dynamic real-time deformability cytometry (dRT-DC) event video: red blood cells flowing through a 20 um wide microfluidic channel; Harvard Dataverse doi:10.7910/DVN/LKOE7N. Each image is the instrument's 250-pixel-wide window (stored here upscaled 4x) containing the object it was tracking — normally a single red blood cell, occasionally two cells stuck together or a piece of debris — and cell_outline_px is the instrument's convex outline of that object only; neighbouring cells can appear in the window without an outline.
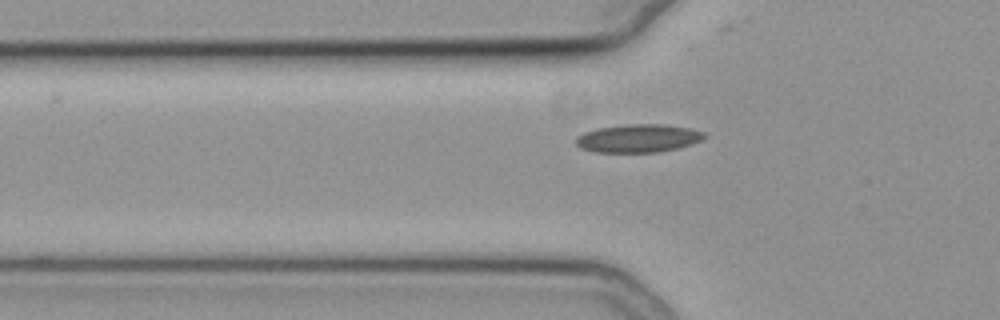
{"species": "common noctule bat (a hibernating species)", "species_latin": "Nyctalus noctula", "temperature_condition": "cold", "stored_images_in_passage": 40, "camera_frame_rate_fps": 3000, "um_per_image_px": 0.085, "animal": {"sex": "female", "body_mass_g": 19.3, "forearm_length_mm": 54.1}, "frame": {"image": 1, "passage_image": 5, "time_ms": 1.333, "image_size_px": [1000, 320], "cell_outline_px": [[708, 136], [692, 144], [676, 148], [656, 152], [596, 152], [580, 148], [576, 144], [576, 136], [584, 132], [596, 128], [624, 124], [664, 124], [688, 128], [704, 132]], "centroid_in_image_um": [54.22, 11.74], "position_along_channel_um": 71.6, "area_um2": 21.1}}
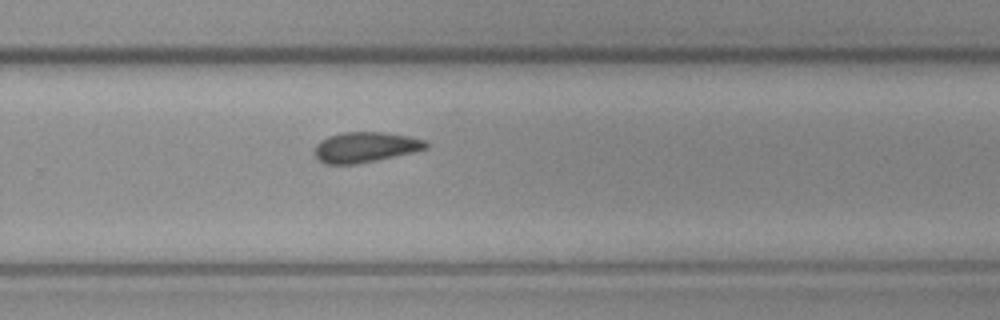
{"frame": {"image": 2, "passage_image": 23, "time_ms": 7.333, "image_size_px": [1000, 320], "cell_outline_px": [[428, 148], [412, 152], [376, 160], [356, 164], [324, 164], [316, 156], [316, 144], [320, 140], [328, 136], [340, 132], [384, 132], [408, 136], [424, 140], [428, 144]], "centroid_in_image_um": [31.04, 12.5], "position_along_channel_um": 298.8, "area_um2": 19.54}}
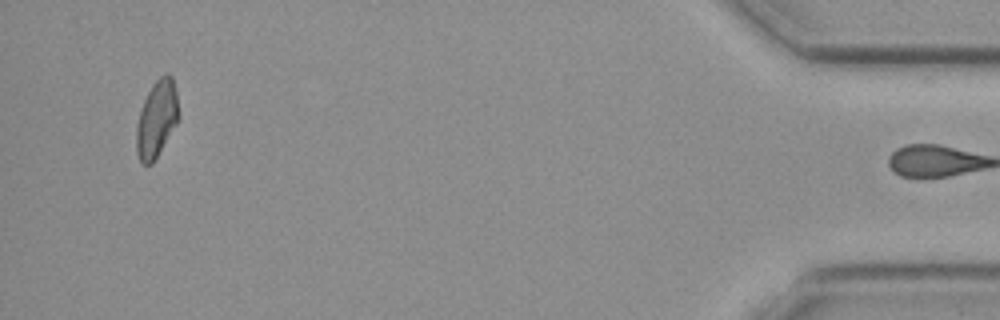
{"frame": {"image": 3, "passage_image": 39, "time_ms": 12.667, "image_size_px": [1000, 320], "cell_outline_px": [[176, 124], [152, 164], [144, 164], [140, 160], [136, 152], [136, 124], [144, 100], [152, 84], [160, 76], [168, 72], [172, 76], [176, 92]], "centroid_in_image_um": [13.28, 10.1], "position_along_channel_um": 421.9, "area_um2": 18.38}}